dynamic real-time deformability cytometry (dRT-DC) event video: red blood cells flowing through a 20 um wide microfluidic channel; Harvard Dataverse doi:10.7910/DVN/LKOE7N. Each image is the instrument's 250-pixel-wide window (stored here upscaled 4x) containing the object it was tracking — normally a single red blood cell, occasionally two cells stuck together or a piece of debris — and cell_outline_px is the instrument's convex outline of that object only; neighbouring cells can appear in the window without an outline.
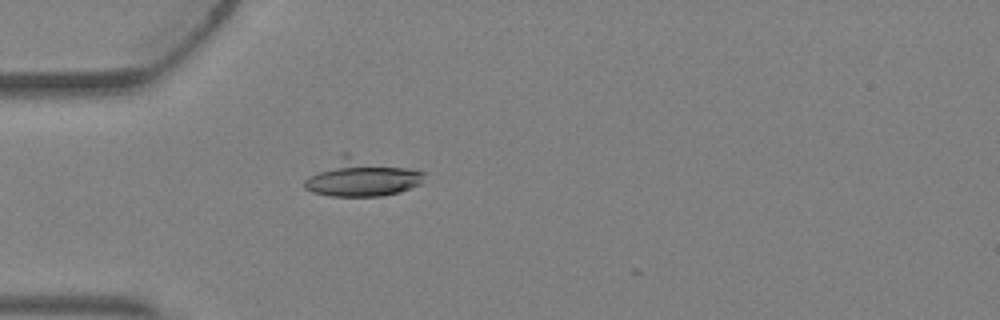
{"species": "Egyptian fruit bat (a non-hibernating species)", "species_latin": "Rousettus aegyptiacus", "temperature_condition": "warm", "stored_images_in_passage": 1, "camera_frame_rate_fps": 3000, "um_per_image_px": 0.085, "animal": {"sex": "female"}, "frame": {"image": 1, "passage_image": 1, "time_ms": 0.0, "image_size_px": [1000, 320], "cell_outline_px": [[428, 172], [420, 184], [400, 192], [380, 196], [328, 196], [312, 192], [304, 188], [304, 180], [308, 176], [344, 152], [348, 152]], "centroid_in_image_um": [30.77, 15.07], "position_along_channel_um": 54.2, "area_um2": 26.7}}